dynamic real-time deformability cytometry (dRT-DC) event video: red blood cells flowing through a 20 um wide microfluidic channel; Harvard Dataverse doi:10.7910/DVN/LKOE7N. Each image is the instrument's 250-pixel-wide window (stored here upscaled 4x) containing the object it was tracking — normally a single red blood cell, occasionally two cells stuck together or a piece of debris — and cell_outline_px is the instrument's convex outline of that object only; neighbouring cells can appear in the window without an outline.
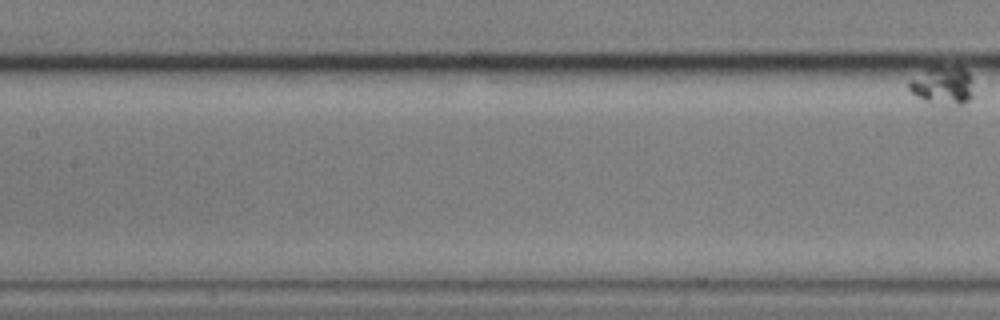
{"species": "common noctule bat (a hibernating species)", "species_latin": "Nyctalus noctula", "temperature_condition": "cold", "stored_images_in_passage": 8, "segment_of_instrument_passage": [2, 2], "camera_frame_rate_fps": 3000, "um_per_image_px": 0.085, "animal": {"sex": "male", "body_mass_g": 17.9}, "frame": {"image": 1, "passage_image": 8, "time_ms": 2.333, "image_size_px": [1000, 320], "cell_outline_px": [[976, 96], [972, 100], [964, 104], [956, 104], [924, 100], [916, 96], [908, 88], [908, 80], [928, 68], [936, 64], [964, 68], [968, 72], [972, 80]], "centroid_in_image_um": [80.19, 7.22], "position_along_channel_um": 127.2, "area_um2": 14.68}}